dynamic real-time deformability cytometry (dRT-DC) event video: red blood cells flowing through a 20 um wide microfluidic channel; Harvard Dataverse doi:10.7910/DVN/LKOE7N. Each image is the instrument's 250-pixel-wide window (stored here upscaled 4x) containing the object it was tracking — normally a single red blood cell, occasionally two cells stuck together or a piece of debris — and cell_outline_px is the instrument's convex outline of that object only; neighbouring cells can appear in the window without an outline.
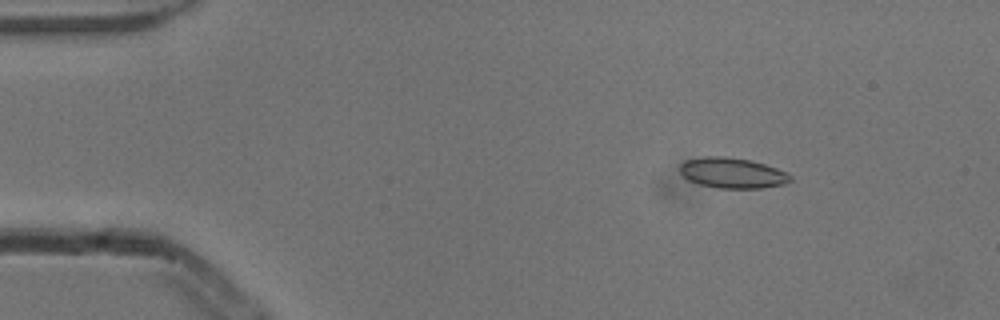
{"species": "common noctule bat (a hibernating species)", "species_latin": "Nyctalus noctula", "temperature_condition": "cold", "stored_images_in_passage": 48, "camera_frame_rate_fps": 3000, "um_per_image_px": 0.085, "animal": {"sex": "male", "body_mass_g": 13.3}, "frame": {"image": 1, "passage_image": 2, "time_ms": 0.333, "image_size_px": [1000, 320], "cell_outline_px": [[792, 180], [784, 184], [760, 188], [720, 188], [700, 184], [688, 180], [680, 172], [680, 164], [684, 160], [704, 156], [724, 156], [748, 160], [764, 164], [788, 172], [792, 176]], "centroid_in_image_um": [62.25, 14.69], "position_along_channel_um": 22.8, "area_um2": 19.59}}
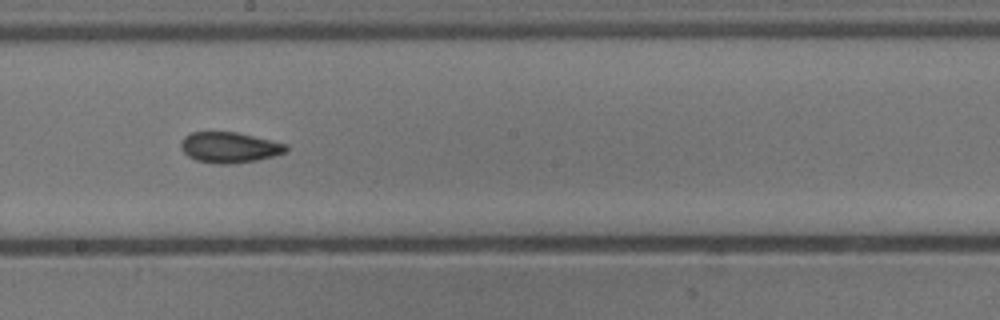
{"frame": {"image": 2, "passage_image": 24, "time_ms": 7.667, "image_size_px": [1000, 320], "cell_outline_px": [[288, 152], [256, 160], [228, 164], [216, 164], [196, 160], [188, 156], [180, 148], [180, 140], [184, 136], [192, 132], [236, 132], [272, 140], [288, 144]], "centroid_in_image_um": [19.49, 12.52], "position_along_channel_um": 228.7, "area_um2": 18.9}}
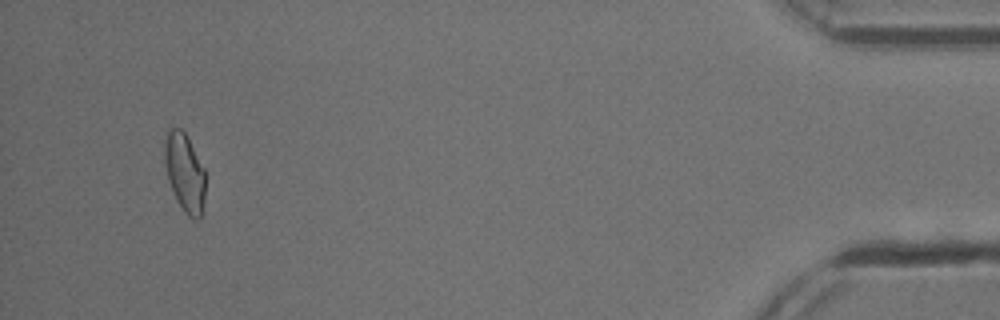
{"frame": {"image": 3, "passage_image": 45, "time_ms": 14.667, "image_size_px": [1000, 320], "cell_outline_px": [[204, 200], [200, 220], [196, 220], [188, 216], [184, 212], [176, 200], [168, 180], [164, 160], [164, 144], [168, 128], [180, 128], [188, 136], [204, 168]], "centroid_in_image_um": [15.69, 14.66], "position_along_channel_um": 419.5, "area_um2": 18.79}, "authors_computed_cell_mechanics": {"area_um2": 18.8717, "velocity_mm_per_s": 3.8488, "shape_relaxation_time_tau1_ms": 10.4525, "shape_relaxation_time_tau2_ms": 3.177, "deformation_change_tau1": 0.1562, "deformation_change_tau2": 0.0958}}